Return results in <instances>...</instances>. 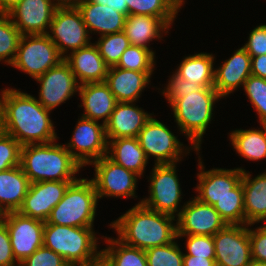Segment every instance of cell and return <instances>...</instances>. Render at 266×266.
<instances>
[{"mask_svg": "<svg viewBox=\"0 0 266 266\" xmlns=\"http://www.w3.org/2000/svg\"><path fill=\"white\" fill-rule=\"evenodd\" d=\"M0 130L14 137L22 146L57 140L50 110L35 97L12 88L1 90Z\"/></svg>", "mask_w": 266, "mask_h": 266, "instance_id": "obj_1", "label": "cell"}, {"mask_svg": "<svg viewBox=\"0 0 266 266\" xmlns=\"http://www.w3.org/2000/svg\"><path fill=\"white\" fill-rule=\"evenodd\" d=\"M175 219L172 215L151 210L139 201L110 226L124 244L147 250L178 239Z\"/></svg>", "mask_w": 266, "mask_h": 266, "instance_id": "obj_2", "label": "cell"}, {"mask_svg": "<svg viewBox=\"0 0 266 266\" xmlns=\"http://www.w3.org/2000/svg\"><path fill=\"white\" fill-rule=\"evenodd\" d=\"M20 166L31 183L43 181H76L75 174L83 168L65 145L27 144L21 147Z\"/></svg>", "mask_w": 266, "mask_h": 266, "instance_id": "obj_3", "label": "cell"}, {"mask_svg": "<svg viewBox=\"0 0 266 266\" xmlns=\"http://www.w3.org/2000/svg\"><path fill=\"white\" fill-rule=\"evenodd\" d=\"M222 97L214 87H200L197 91L183 92L179 99H167L179 131L190 140V148L198 152L202 138L211 123L214 104Z\"/></svg>", "mask_w": 266, "mask_h": 266, "instance_id": "obj_4", "label": "cell"}, {"mask_svg": "<svg viewBox=\"0 0 266 266\" xmlns=\"http://www.w3.org/2000/svg\"><path fill=\"white\" fill-rule=\"evenodd\" d=\"M93 227L44 225L43 245L61 255L70 266H89L101 260Z\"/></svg>", "mask_w": 266, "mask_h": 266, "instance_id": "obj_5", "label": "cell"}, {"mask_svg": "<svg viewBox=\"0 0 266 266\" xmlns=\"http://www.w3.org/2000/svg\"><path fill=\"white\" fill-rule=\"evenodd\" d=\"M98 196L92 180L78 178L67 188L64 197L52 209L48 224L93 227Z\"/></svg>", "mask_w": 266, "mask_h": 266, "instance_id": "obj_6", "label": "cell"}, {"mask_svg": "<svg viewBox=\"0 0 266 266\" xmlns=\"http://www.w3.org/2000/svg\"><path fill=\"white\" fill-rule=\"evenodd\" d=\"M63 60L47 34L22 35L10 66L27 73L35 80Z\"/></svg>", "mask_w": 266, "mask_h": 266, "instance_id": "obj_7", "label": "cell"}, {"mask_svg": "<svg viewBox=\"0 0 266 266\" xmlns=\"http://www.w3.org/2000/svg\"><path fill=\"white\" fill-rule=\"evenodd\" d=\"M47 35L63 58L68 56L69 50L73 52L92 43L88 28L75 5H59L56 8Z\"/></svg>", "mask_w": 266, "mask_h": 266, "instance_id": "obj_8", "label": "cell"}, {"mask_svg": "<svg viewBox=\"0 0 266 266\" xmlns=\"http://www.w3.org/2000/svg\"><path fill=\"white\" fill-rule=\"evenodd\" d=\"M176 168V163L154 164L149 177L150 196L149 198H143L141 204L151 210L166 213L174 217L180 214L181 208L179 209L178 207L182 199V190Z\"/></svg>", "mask_w": 266, "mask_h": 266, "instance_id": "obj_9", "label": "cell"}, {"mask_svg": "<svg viewBox=\"0 0 266 266\" xmlns=\"http://www.w3.org/2000/svg\"><path fill=\"white\" fill-rule=\"evenodd\" d=\"M167 127L159 120L151 117L137 136L146 158L154 157L155 165L177 164L184 155L190 153V148L184 149L183 143Z\"/></svg>", "mask_w": 266, "mask_h": 266, "instance_id": "obj_10", "label": "cell"}, {"mask_svg": "<svg viewBox=\"0 0 266 266\" xmlns=\"http://www.w3.org/2000/svg\"><path fill=\"white\" fill-rule=\"evenodd\" d=\"M77 122L73 136L65 147L83 167L107 155L108 141L104 124L82 116Z\"/></svg>", "mask_w": 266, "mask_h": 266, "instance_id": "obj_11", "label": "cell"}, {"mask_svg": "<svg viewBox=\"0 0 266 266\" xmlns=\"http://www.w3.org/2000/svg\"><path fill=\"white\" fill-rule=\"evenodd\" d=\"M90 165L95 168V177L91 180L94 183L98 199L103 197H137L135 190L137 178H140L137 174L114 163L107 156L101 157Z\"/></svg>", "mask_w": 266, "mask_h": 266, "instance_id": "obj_12", "label": "cell"}, {"mask_svg": "<svg viewBox=\"0 0 266 266\" xmlns=\"http://www.w3.org/2000/svg\"><path fill=\"white\" fill-rule=\"evenodd\" d=\"M2 221L7 226L18 264L43 245L44 221L22 215L18 211L4 213Z\"/></svg>", "mask_w": 266, "mask_h": 266, "instance_id": "obj_13", "label": "cell"}, {"mask_svg": "<svg viewBox=\"0 0 266 266\" xmlns=\"http://www.w3.org/2000/svg\"><path fill=\"white\" fill-rule=\"evenodd\" d=\"M250 225L227 224L213 235L216 266H248L252 260Z\"/></svg>", "mask_w": 266, "mask_h": 266, "instance_id": "obj_14", "label": "cell"}, {"mask_svg": "<svg viewBox=\"0 0 266 266\" xmlns=\"http://www.w3.org/2000/svg\"><path fill=\"white\" fill-rule=\"evenodd\" d=\"M35 80L40 83L39 100L37 99V101L50 111L79 92L80 85L65 60Z\"/></svg>", "mask_w": 266, "mask_h": 266, "instance_id": "obj_15", "label": "cell"}, {"mask_svg": "<svg viewBox=\"0 0 266 266\" xmlns=\"http://www.w3.org/2000/svg\"><path fill=\"white\" fill-rule=\"evenodd\" d=\"M181 207V212L176 217L177 235L213 236L227 225L212 205L201 202L196 197Z\"/></svg>", "mask_w": 266, "mask_h": 266, "instance_id": "obj_16", "label": "cell"}, {"mask_svg": "<svg viewBox=\"0 0 266 266\" xmlns=\"http://www.w3.org/2000/svg\"><path fill=\"white\" fill-rule=\"evenodd\" d=\"M58 6L56 0H21L8 15L22 35L47 34Z\"/></svg>", "mask_w": 266, "mask_h": 266, "instance_id": "obj_17", "label": "cell"}, {"mask_svg": "<svg viewBox=\"0 0 266 266\" xmlns=\"http://www.w3.org/2000/svg\"><path fill=\"white\" fill-rule=\"evenodd\" d=\"M74 181H43L31 183L18 212L46 222L52 209L64 197Z\"/></svg>", "mask_w": 266, "mask_h": 266, "instance_id": "obj_18", "label": "cell"}, {"mask_svg": "<svg viewBox=\"0 0 266 266\" xmlns=\"http://www.w3.org/2000/svg\"><path fill=\"white\" fill-rule=\"evenodd\" d=\"M198 158L200 171L197 173V179L199 184L195 189L199 195L196 198L213 206L219 199L231 194V190L241 182L243 169L213 168L205 171L201 157Z\"/></svg>", "mask_w": 266, "mask_h": 266, "instance_id": "obj_19", "label": "cell"}, {"mask_svg": "<svg viewBox=\"0 0 266 266\" xmlns=\"http://www.w3.org/2000/svg\"><path fill=\"white\" fill-rule=\"evenodd\" d=\"M251 75V56L241 47L214 71V88L222 97H228L234 90L243 87Z\"/></svg>", "mask_w": 266, "mask_h": 266, "instance_id": "obj_20", "label": "cell"}, {"mask_svg": "<svg viewBox=\"0 0 266 266\" xmlns=\"http://www.w3.org/2000/svg\"><path fill=\"white\" fill-rule=\"evenodd\" d=\"M134 104L135 102H117L105 124L107 140L138 136L152 114Z\"/></svg>", "mask_w": 266, "mask_h": 266, "instance_id": "obj_21", "label": "cell"}, {"mask_svg": "<svg viewBox=\"0 0 266 266\" xmlns=\"http://www.w3.org/2000/svg\"><path fill=\"white\" fill-rule=\"evenodd\" d=\"M64 60L69 64L79 85L105 82L109 67L94 43L70 52Z\"/></svg>", "mask_w": 266, "mask_h": 266, "instance_id": "obj_22", "label": "cell"}, {"mask_svg": "<svg viewBox=\"0 0 266 266\" xmlns=\"http://www.w3.org/2000/svg\"><path fill=\"white\" fill-rule=\"evenodd\" d=\"M80 107L84 108L82 117L106 124L117 100L105 82L86 83L79 86Z\"/></svg>", "mask_w": 266, "mask_h": 266, "instance_id": "obj_23", "label": "cell"}, {"mask_svg": "<svg viewBox=\"0 0 266 266\" xmlns=\"http://www.w3.org/2000/svg\"><path fill=\"white\" fill-rule=\"evenodd\" d=\"M89 33L101 36L123 31L126 16L107 5L82 0L75 4Z\"/></svg>", "mask_w": 266, "mask_h": 266, "instance_id": "obj_24", "label": "cell"}, {"mask_svg": "<svg viewBox=\"0 0 266 266\" xmlns=\"http://www.w3.org/2000/svg\"><path fill=\"white\" fill-rule=\"evenodd\" d=\"M153 72H137L118 67H110L105 83L117 102H136L143 89L149 85Z\"/></svg>", "mask_w": 266, "mask_h": 266, "instance_id": "obj_25", "label": "cell"}, {"mask_svg": "<svg viewBox=\"0 0 266 266\" xmlns=\"http://www.w3.org/2000/svg\"><path fill=\"white\" fill-rule=\"evenodd\" d=\"M248 172V173H247ZM243 168L242 185L244 191V212L246 225L266 221V172L251 178Z\"/></svg>", "mask_w": 266, "mask_h": 266, "instance_id": "obj_26", "label": "cell"}, {"mask_svg": "<svg viewBox=\"0 0 266 266\" xmlns=\"http://www.w3.org/2000/svg\"><path fill=\"white\" fill-rule=\"evenodd\" d=\"M170 27L160 18L148 15H128L125 20L123 32L126 34L131 45L150 50V43L156 38L162 39L163 32L169 33Z\"/></svg>", "mask_w": 266, "mask_h": 266, "instance_id": "obj_27", "label": "cell"}, {"mask_svg": "<svg viewBox=\"0 0 266 266\" xmlns=\"http://www.w3.org/2000/svg\"><path fill=\"white\" fill-rule=\"evenodd\" d=\"M31 182L20 165L0 171V211H18L28 193Z\"/></svg>", "mask_w": 266, "mask_h": 266, "instance_id": "obj_28", "label": "cell"}, {"mask_svg": "<svg viewBox=\"0 0 266 266\" xmlns=\"http://www.w3.org/2000/svg\"><path fill=\"white\" fill-rule=\"evenodd\" d=\"M107 157L114 163L143 176L148 159L139 145L137 137H125L107 140Z\"/></svg>", "mask_w": 266, "mask_h": 266, "instance_id": "obj_29", "label": "cell"}, {"mask_svg": "<svg viewBox=\"0 0 266 266\" xmlns=\"http://www.w3.org/2000/svg\"><path fill=\"white\" fill-rule=\"evenodd\" d=\"M210 53H197L186 56L179 64L175 74L200 87H214V58Z\"/></svg>", "mask_w": 266, "mask_h": 266, "instance_id": "obj_30", "label": "cell"}, {"mask_svg": "<svg viewBox=\"0 0 266 266\" xmlns=\"http://www.w3.org/2000/svg\"><path fill=\"white\" fill-rule=\"evenodd\" d=\"M258 129H236L229 133L233 148L242 158L251 161L266 159V137L264 123Z\"/></svg>", "mask_w": 266, "mask_h": 266, "instance_id": "obj_31", "label": "cell"}, {"mask_svg": "<svg viewBox=\"0 0 266 266\" xmlns=\"http://www.w3.org/2000/svg\"><path fill=\"white\" fill-rule=\"evenodd\" d=\"M108 247L101 249V261L106 266H147L145 250L124 244L118 238L105 237Z\"/></svg>", "mask_w": 266, "mask_h": 266, "instance_id": "obj_32", "label": "cell"}, {"mask_svg": "<svg viewBox=\"0 0 266 266\" xmlns=\"http://www.w3.org/2000/svg\"><path fill=\"white\" fill-rule=\"evenodd\" d=\"M128 15H148L160 18L169 27L176 19L181 6L175 0H125ZM179 10V11H178Z\"/></svg>", "mask_w": 266, "mask_h": 266, "instance_id": "obj_33", "label": "cell"}, {"mask_svg": "<svg viewBox=\"0 0 266 266\" xmlns=\"http://www.w3.org/2000/svg\"><path fill=\"white\" fill-rule=\"evenodd\" d=\"M213 207L226 224L246 225L242 181L231 190V194L219 199Z\"/></svg>", "mask_w": 266, "mask_h": 266, "instance_id": "obj_34", "label": "cell"}, {"mask_svg": "<svg viewBox=\"0 0 266 266\" xmlns=\"http://www.w3.org/2000/svg\"><path fill=\"white\" fill-rule=\"evenodd\" d=\"M22 34L8 14H0V61L11 65Z\"/></svg>", "mask_w": 266, "mask_h": 266, "instance_id": "obj_35", "label": "cell"}, {"mask_svg": "<svg viewBox=\"0 0 266 266\" xmlns=\"http://www.w3.org/2000/svg\"><path fill=\"white\" fill-rule=\"evenodd\" d=\"M94 44L109 68L117 65L123 52L131 45L123 31L101 36Z\"/></svg>", "mask_w": 266, "mask_h": 266, "instance_id": "obj_36", "label": "cell"}, {"mask_svg": "<svg viewBox=\"0 0 266 266\" xmlns=\"http://www.w3.org/2000/svg\"><path fill=\"white\" fill-rule=\"evenodd\" d=\"M115 67L137 72H153L155 55L146 48L130 45Z\"/></svg>", "mask_w": 266, "mask_h": 266, "instance_id": "obj_37", "label": "cell"}, {"mask_svg": "<svg viewBox=\"0 0 266 266\" xmlns=\"http://www.w3.org/2000/svg\"><path fill=\"white\" fill-rule=\"evenodd\" d=\"M147 266H183L184 253L175 240L170 244L145 250Z\"/></svg>", "mask_w": 266, "mask_h": 266, "instance_id": "obj_38", "label": "cell"}, {"mask_svg": "<svg viewBox=\"0 0 266 266\" xmlns=\"http://www.w3.org/2000/svg\"><path fill=\"white\" fill-rule=\"evenodd\" d=\"M243 89L259 116L260 124L266 123V79L250 75Z\"/></svg>", "mask_w": 266, "mask_h": 266, "instance_id": "obj_39", "label": "cell"}, {"mask_svg": "<svg viewBox=\"0 0 266 266\" xmlns=\"http://www.w3.org/2000/svg\"><path fill=\"white\" fill-rule=\"evenodd\" d=\"M21 147L14 137L0 130V171L20 165Z\"/></svg>", "mask_w": 266, "mask_h": 266, "instance_id": "obj_40", "label": "cell"}, {"mask_svg": "<svg viewBox=\"0 0 266 266\" xmlns=\"http://www.w3.org/2000/svg\"><path fill=\"white\" fill-rule=\"evenodd\" d=\"M186 237V253L197 257H205L206 259H215V249L213 236L208 235H177V238Z\"/></svg>", "mask_w": 266, "mask_h": 266, "instance_id": "obj_41", "label": "cell"}, {"mask_svg": "<svg viewBox=\"0 0 266 266\" xmlns=\"http://www.w3.org/2000/svg\"><path fill=\"white\" fill-rule=\"evenodd\" d=\"M19 266H70L61 255L42 245L31 256L26 257Z\"/></svg>", "mask_w": 266, "mask_h": 266, "instance_id": "obj_42", "label": "cell"}, {"mask_svg": "<svg viewBox=\"0 0 266 266\" xmlns=\"http://www.w3.org/2000/svg\"><path fill=\"white\" fill-rule=\"evenodd\" d=\"M168 80L169 83L165 89L162 90V94L166 99H179L183 97V92H194L200 88V86L195 83L179 78L175 73Z\"/></svg>", "mask_w": 266, "mask_h": 266, "instance_id": "obj_43", "label": "cell"}, {"mask_svg": "<svg viewBox=\"0 0 266 266\" xmlns=\"http://www.w3.org/2000/svg\"><path fill=\"white\" fill-rule=\"evenodd\" d=\"M250 56L266 54V24L255 27L249 34L247 43L242 46Z\"/></svg>", "mask_w": 266, "mask_h": 266, "instance_id": "obj_44", "label": "cell"}, {"mask_svg": "<svg viewBox=\"0 0 266 266\" xmlns=\"http://www.w3.org/2000/svg\"><path fill=\"white\" fill-rule=\"evenodd\" d=\"M249 238L252 259L266 262V225L249 228Z\"/></svg>", "mask_w": 266, "mask_h": 266, "instance_id": "obj_45", "label": "cell"}, {"mask_svg": "<svg viewBox=\"0 0 266 266\" xmlns=\"http://www.w3.org/2000/svg\"><path fill=\"white\" fill-rule=\"evenodd\" d=\"M17 263L11 247L7 226L3 221H0V266H19Z\"/></svg>", "mask_w": 266, "mask_h": 266, "instance_id": "obj_46", "label": "cell"}, {"mask_svg": "<svg viewBox=\"0 0 266 266\" xmlns=\"http://www.w3.org/2000/svg\"><path fill=\"white\" fill-rule=\"evenodd\" d=\"M251 75L266 79V54L251 56Z\"/></svg>", "mask_w": 266, "mask_h": 266, "instance_id": "obj_47", "label": "cell"}, {"mask_svg": "<svg viewBox=\"0 0 266 266\" xmlns=\"http://www.w3.org/2000/svg\"><path fill=\"white\" fill-rule=\"evenodd\" d=\"M88 1L104 6L107 5L108 7L124 14L126 17L128 16V5L125 0H88Z\"/></svg>", "mask_w": 266, "mask_h": 266, "instance_id": "obj_48", "label": "cell"}, {"mask_svg": "<svg viewBox=\"0 0 266 266\" xmlns=\"http://www.w3.org/2000/svg\"><path fill=\"white\" fill-rule=\"evenodd\" d=\"M183 266H216V263L215 259H206L205 257L184 255Z\"/></svg>", "mask_w": 266, "mask_h": 266, "instance_id": "obj_49", "label": "cell"}, {"mask_svg": "<svg viewBox=\"0 0 266 266\" xmlns=\"http://www.w3.org/2000/svg\"><path fill=\"white\" fill-rule=\"evenodd\" d=\"M21 0H0V14H8Z\"/></svg>", "mask_w": 266, "mask_h": 266, "instance_id": "obj_50", "label": "cell"}, {"mask_svg": "<svg viewBox=\"0 0 266 266\" xmlns=\"http://www.w3.org/2000/svg\"><path fill=\"white\" fill-rule=\"evenodd\" d=\"M79 1L82 0H56L59 5H75Z\"/></svg>", "mask_w": 266, "mask_h": 266, "instance_id": "obj_51", "label": "cell"}, {"mask_svg": "<svg viewBox=\"0 0 266 266\" xmlns=\"http://www.w3.org/2000/svg\"><path fill=\"white\" fill-rule=\"evenodd\" d=\"M248 266H266V262L257 261L252 259Z\"/></svg>", "mask_w": 266, "mask_h": 266, "instance_id": "obj_52", "label": "cell"}, {"mask_svg": "<svg viewBox=\"0 0 266 266\" xmlns=\"http://www.w3.org/2000/svg\"><path fill=\"white\" fill-rule=\"evenodd\" d=\"M89 266H106L101 260L93 265H89Z\"/></svg>", "mask_w": 266, "mask_h": 266, "instance_id": "obj_53", "label": "cell"}, {"mask_svg": "<svg viewBox=\"0 0 266 266\" xmlns=\"http://www.w3.org/2000/svg\"><path fill=\"white\" fill-rule=\"evenodd\" d=\"M180 6H182L184 3H185V1L184 0H175Z\"/></svg>", "mask_w": 266, "mask_h": 266, "instance_id": "obj_54", "label": "cell"}, {"mask_svg": "<svg viewBox=\"0 0 266 266\" xmlns=\"http://www.w3.org/2000/svg\"><path fill=\"white\" fill-rule=\"evenodd\" d=\"M264 134H265V137H266V123H264Z\"/></svg>", "mask_w": 266, "mask_h": 266, "instance_id": "obj_55", "label": "cell"}, {"mask_svg": "<svg viewBox=\"0 0 266 266\" xmlns=\"http://www.w3.org/2000/svg\"><path fill=\"white\" fill-rule=\"evenodd\" d=\"M3 213L0 211V221H2Z\"/></svg>", "mask_w": 266, "mask_h": 266, "instance_id": "obj_56", "label": "cell"}]
</instances>
